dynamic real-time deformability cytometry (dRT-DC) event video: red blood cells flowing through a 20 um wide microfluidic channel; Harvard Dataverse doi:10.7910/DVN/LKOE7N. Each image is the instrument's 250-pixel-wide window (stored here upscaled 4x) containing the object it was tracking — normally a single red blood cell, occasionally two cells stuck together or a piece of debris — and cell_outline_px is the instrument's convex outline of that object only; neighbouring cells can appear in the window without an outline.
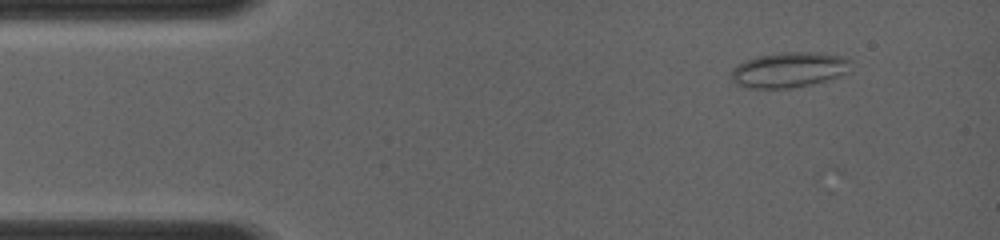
{"species": "common noctule bat (a hibernating species)", "species_latin": "Nyctalus noctula", "temperature_condition": "room temperature", "stored_images_in_passage": 10, "camera_frame_rate_fps": 4000, "um_per_image_px": 0.085, "animal": {"sex": "female", "body_mass_g": 19.0, "forearm_length_mm": 56.7}, "frame": {"image": 1, "passage_image": 6, "time_ms": 1.25, "image_size_px": [1000, 240], "cell_outline_px": [[852, 60], [848, 72], [844, 76], [812, 84], [788, 88], [744, 88], [736, 84], [732, 80], [732, 68], [744, 60], [760, 56], [780, 52], [820, 52], [848, 56]], "centroid_in_image_um": [67.13, 5.92], "position_along_channel_um": 17.9, "area_um2": 25.09}}